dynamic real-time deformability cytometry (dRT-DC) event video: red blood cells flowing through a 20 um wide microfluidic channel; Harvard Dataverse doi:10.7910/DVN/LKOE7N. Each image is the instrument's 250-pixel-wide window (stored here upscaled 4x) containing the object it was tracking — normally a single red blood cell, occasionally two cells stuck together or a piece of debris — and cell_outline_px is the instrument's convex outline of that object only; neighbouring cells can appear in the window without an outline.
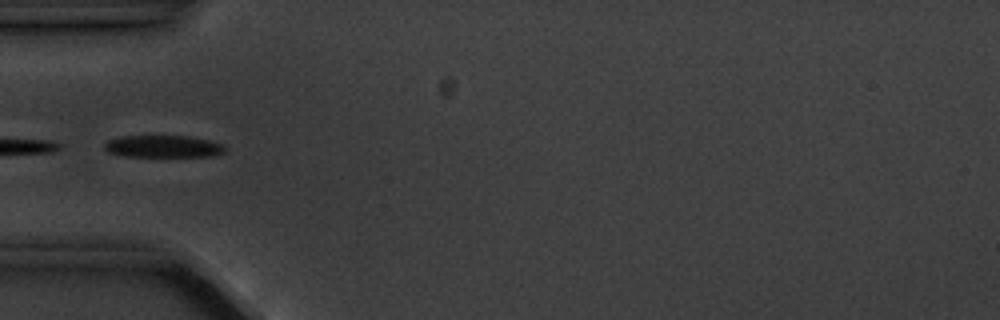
{"species": "common noctule bat (a hibernating species)", "species_latin": "Nyctalus noctula", "temperature_condition": "cold", "stored_images_in_passage": 6, "camera_frame_rate_fps": 3000, "um_per_image_px": 0.085, "animal": {"sex": "male", "body_mass_g": 20.1, "forearm_length_mm": 53.5}, "frame": {"image": 1, "passage_image": 6, "time_ms": 5.667, "image_size_px": [1000, 320], "cell_outline_px": [[224, 152], [212, 156], [128, 156], [108, 152], [104, 148], [104, 144], [108, 140], [120, 136], [188, 136], [208, 140], [224, 144]], "centroid_in_image_um": [13.86, 12.44], "position_along_channel_um": 71.1, "area_um2": 15.37}}